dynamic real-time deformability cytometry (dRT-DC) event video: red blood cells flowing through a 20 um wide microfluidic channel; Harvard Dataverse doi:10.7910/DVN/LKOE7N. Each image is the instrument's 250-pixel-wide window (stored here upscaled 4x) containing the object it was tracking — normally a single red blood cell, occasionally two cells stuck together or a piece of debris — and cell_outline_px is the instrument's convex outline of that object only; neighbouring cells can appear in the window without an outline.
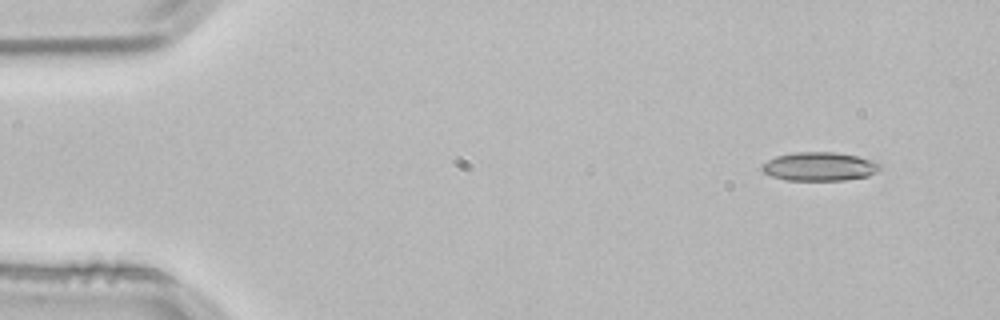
{"species": "common noctule bat (a hibernating species)", "species_latin": "Nyctalus noctula", "temperature_condition": "room temperature", "stored_images_in_passage": 4, "segment_of_instrument_passage": [1, 2], "camera_frame_rate_fps": 3000, "um_per_image_px": 0.085, "animal": {"sex": "male", "body_mass_g": 21.5, "forearm_length_mm": 52.0}, "frame": {"image": 1, "passage_image": 1, "time_ms": 0.0, "image_size_px": [1000, 320], "cell_outline_px": [[884, 164], [876, 172], [868, 176], [844, 180], [784, 180], [772, 176], [764, 172], [760, 168], [768, 160], [776, 156], [796, 152], [836, 152], [880, 160]], "centroid_in_image_um": [69.74, 14.14], "position_along_channel_um": 15.3, "area_um2": 20.0}}
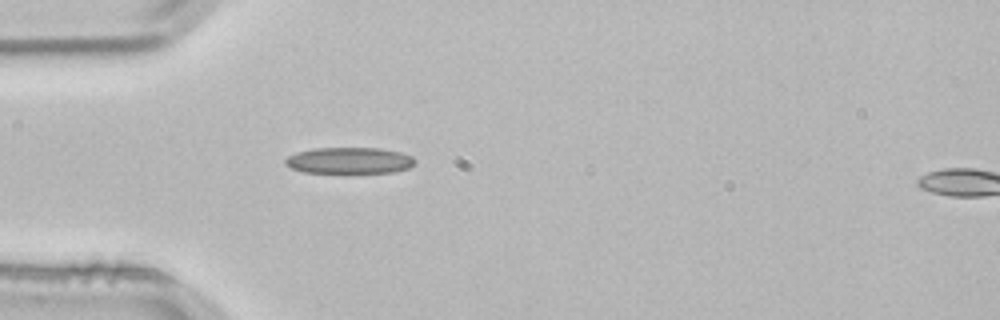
{"frame": {"image": 2, "passage_image": 3, "time_ms": 0.667, "image_size_px": [1000, 320], "cell_outline_px": [[416, 164], [408, 168], [392, 172], [348, 176], [344, 176], [304, 172], [292, 168], [284, 164], [284, 160], [288, 156], [296, 152], [312, 148], [380, 148], [400, 152], [412, 156], [416, 160]], "centroid_in_image_um": [29.68, 13.7], "position_along_channel_um": 55.3, "area_um2": 21.15}}